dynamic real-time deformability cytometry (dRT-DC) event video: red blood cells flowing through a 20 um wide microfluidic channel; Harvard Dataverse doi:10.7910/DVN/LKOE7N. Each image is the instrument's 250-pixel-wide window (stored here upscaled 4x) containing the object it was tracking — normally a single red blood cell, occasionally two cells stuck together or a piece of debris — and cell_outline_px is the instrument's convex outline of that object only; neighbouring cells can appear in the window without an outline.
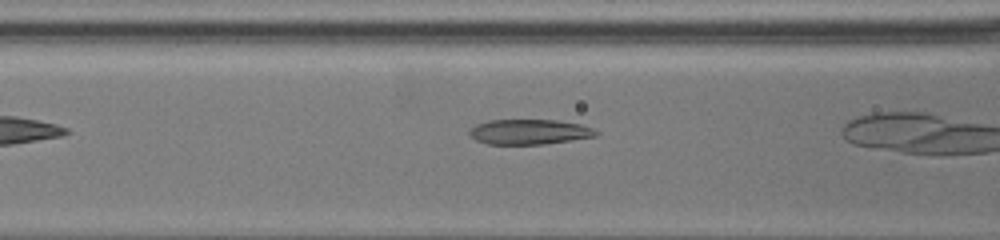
{"species": "common noctule bat (a hibernating species)", "species_latin": "Nyctalus noctula", "temperature_condition": "warm", "stored_images_in_passage": 18, "camera_frame_rate_fps": 3000, "um_per_image_px": 0.085, "animal": {"sex": "female", "body_mass_g": 19.5, "forearm_length_mm": 54.1}, "frame": {"image": 1, "passage_image": 3, "time_ms": 0.667, "image_size_px": [1000, 240], "cell_outline_px": [[600, 132], [596, 136], [572, 140], [544, 144], [488, 144], [476, 140], [468, 132], [476, 124], [488, 120], [556, 120], [580, 124], [592, 128]], "centroid_in_image_um": [45.01, 11.21], "position_along_channel_um": 121.6, "area_um2": 18.44}}
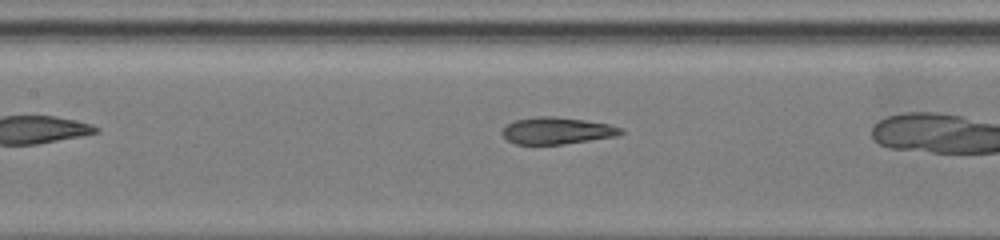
{"frame": {"image": 2, "passage_image": 12, "time_ms": 2.0, "image_size_px": [1000, 240], "cell_outline_px": [[624, 132], [616, 136], [564, 144], [516, 144], [508, 140], [504, 136], [504, 128], [508, 124], [516, 120], [536, 116], [556, 116], [584, 120], [608, 124], [620, 128]], "centroid_in_image_um": [47.35, 11.1], "position_along_channel_um": 160.1, "area_um2": 18.26}}